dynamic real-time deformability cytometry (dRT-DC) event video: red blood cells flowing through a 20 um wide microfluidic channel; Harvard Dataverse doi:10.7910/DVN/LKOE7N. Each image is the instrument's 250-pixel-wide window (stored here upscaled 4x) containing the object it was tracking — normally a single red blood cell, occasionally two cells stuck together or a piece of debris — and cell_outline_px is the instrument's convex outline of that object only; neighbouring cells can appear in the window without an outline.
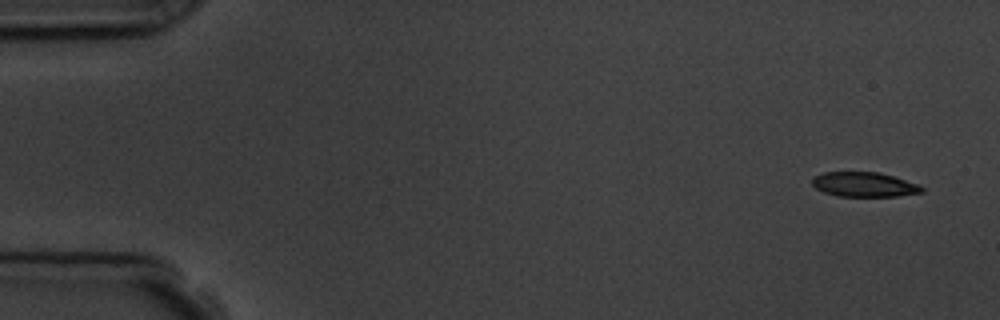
{"species": "common noctule bat (a hibernating species)", "species_latin": "Nyctalus noctula", "temperature_condition": "room temperature", "stored_images_in_passage": 6, "camera_frame_rate_fps": 3000, "um_per_image_px": 0.085, "animal": {"sex": "male", "body_mass_g": 19.5, "forearm_length_mm": 54.6}, "frame": {"image": 1, "passage_image": 1, "time_ms": 0.0, "image_size_px": [1000, 320], "cell_outline_px": [[924, 192], [896, 196], [836, 196], [824, 192], [816, 188], [812, 184], [812, 176], [824, 172], [880, 172], [920, 184], [924, 188]], "centroid_in_image_um": [73.46, 15.67], "position_along_channel_um": 11.5, "area_um2": 15.9}}
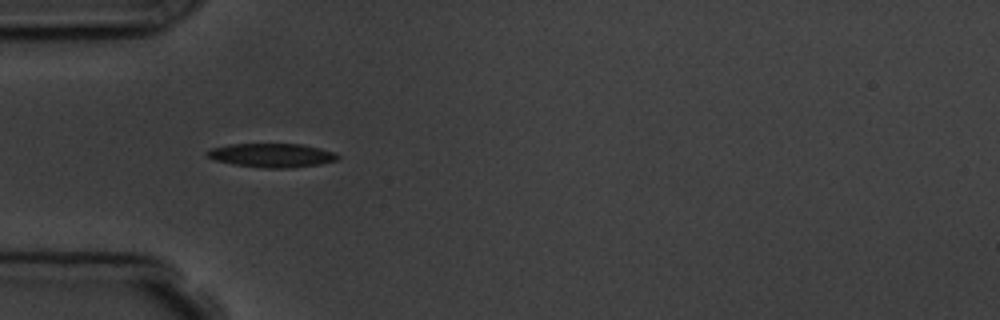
{"frame": {"image": 2, "passage_image": 5, "time_ms": 4.667, "image_size_px": [1000, 320], "cell_outline_px": [[340, 156], [336, 160], [320, 164], [292, 168], [264, 168], [232, 164], [216, 160], [204, 156], [204, 152], [212, 148], [228, 144], [300, 144], [320, 148], [336, 152]], "centroid_in_image_um": [23.08, 13.2], "position_along_channel_um": 61.9, "area_um2": 18.32}}